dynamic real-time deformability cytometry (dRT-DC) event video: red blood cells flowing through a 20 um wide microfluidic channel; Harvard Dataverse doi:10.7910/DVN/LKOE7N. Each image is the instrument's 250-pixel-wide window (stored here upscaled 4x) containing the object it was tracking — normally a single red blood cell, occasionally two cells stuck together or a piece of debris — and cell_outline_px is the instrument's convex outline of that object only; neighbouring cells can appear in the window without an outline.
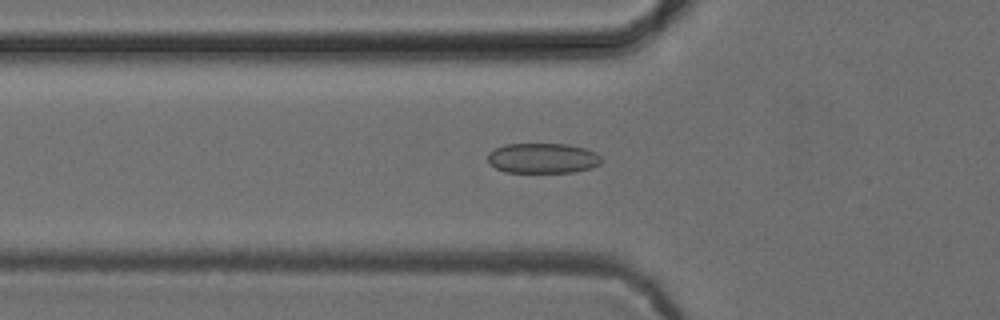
{"species": "common noctule bat (a hibernating species)", "species_latin": "Nyctalus noctula", "temperature_condition": "cold", "stored_images_in_passage": 52, "camera_frame_rate_fps": 3000, "um_per_image_px": 0.085, "animal": {"sex": "female", "body_mass_g": 24.6, "forearm_length_mm": 56.2}, "frame": {"image": 1, "passage_image": 18, "time_ms": 5.667, "image_size_px": [1000, 320], "cell_outline_px": [[604, 160], [600, 164], [592, 168], [572, 172], [504, 172], [488, 164], [488, 152], [504, 144], [568, 144], [584, 148], [596, 152]], "centroid_in_image_um": [46.14, 13.45], "position_along_channel_um": 79.7, "area_um2": 20.17}}
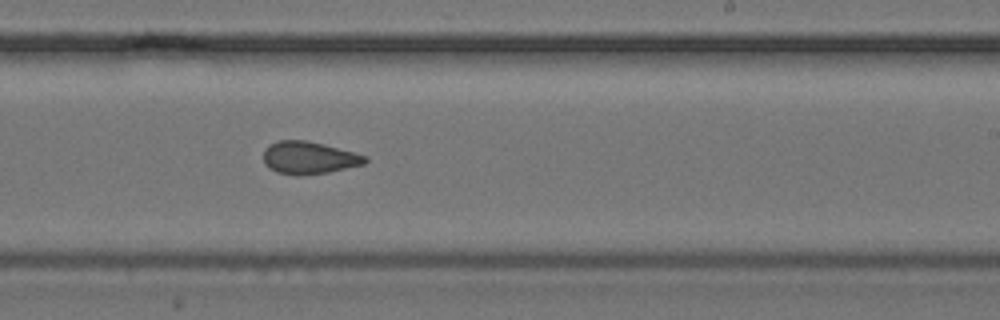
{"frame": {"image": 2, "passage_image": 32, "time_ms": 10.333, "image_size_px": [1000, 320], "cell_outline_px": [[368, 160], [364, 164], [328, 172], [296, 176], [276, 172], [268, 168], [264, 164], [264, 148], [268, 144], [276, 140], [304, 140], [324, 144], [368, 156]], "centroid_in_image_um": [26.22, 13.41], "position_along_channel_um": 262.8, "area_um2": 19.42}}
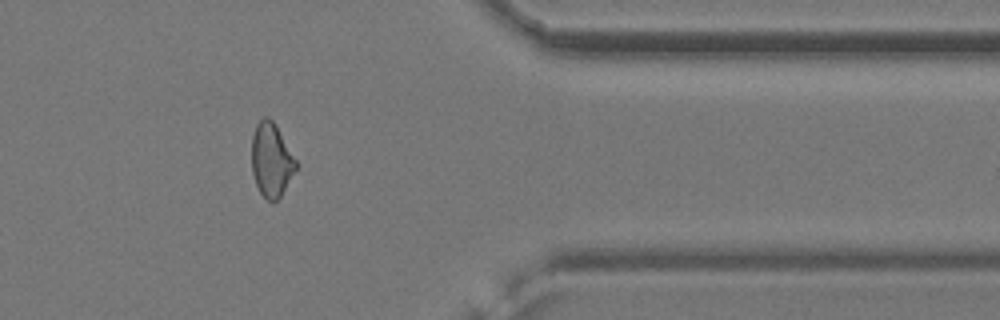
{"frame": {"image": 3, "passage_image": 43, "time_ms": 14.0, "image_size_px": [1000, 320], "cell_outline_px": [[296, 168], [280, 196], [276, 200], [268, 200], [260, 192], [256, 184], [252, 172], [252, 136], [256, 124], [264, 116], [268, 116], [276, 124], [296, 160]], "centroid_in_image_um": [23.04, 13.54], "position_along_channel_um": 388.4, "area_um2": 18.73}, "authors_computed_cell_mechanics": {"area_um2": 19.4786, "velocity_mm_per_s": 3.9083, "shape_relaxation_time_tau1_ms": null, "shape_relaxation_time_tau2_ms": 2.3729, "deformation_change_tau1": null, "deformation_change_tau2": 0.0866}}